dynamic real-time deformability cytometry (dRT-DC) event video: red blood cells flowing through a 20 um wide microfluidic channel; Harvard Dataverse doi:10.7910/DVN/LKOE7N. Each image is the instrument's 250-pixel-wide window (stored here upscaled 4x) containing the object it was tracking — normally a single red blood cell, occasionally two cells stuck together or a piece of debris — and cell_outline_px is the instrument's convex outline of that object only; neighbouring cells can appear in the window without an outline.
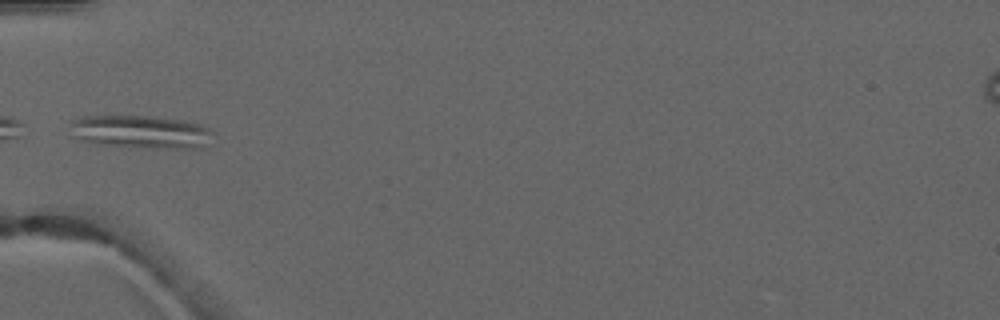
{"species": "common noctule bat (a hibernating species)", "species_latin": "Nyctalus noctula", "temperature_condition": "warm", "stored_images_in_passage": 6, "camera_frame_rate_fps": 3000, "um_per_image_px": 0.085, "animal": {"sex": "male", "forearm_length_mm": 52.5}, "frame": {"image": 1, "passage_image": 5, "time_ms": 4.667, "image_size_px": [1000, 320], "cell_outline_px": [[212, 132], [204, 144], [200, 148], [164, 148], [100, 144], [80, 140], [72, 136], [72, 120], [84, 116], [148, 116], [180, 120], [200, 124], [208, 128]], "centroid_in_image_um": [11.92, 11.2], "position_along_channel_um": 73.1, "area_um2": 26.88}}
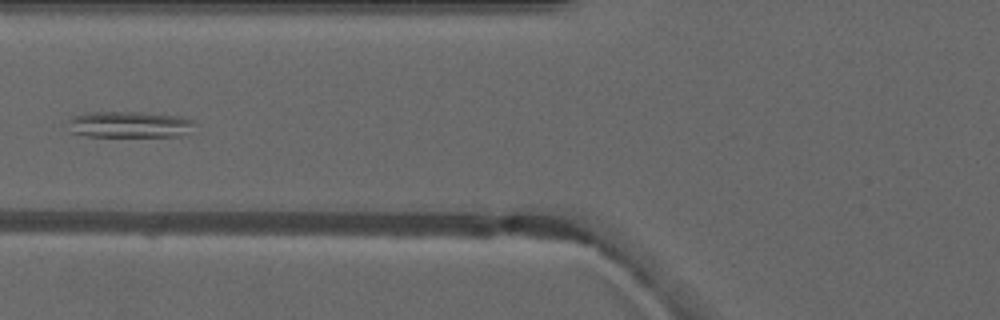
{"frame": {"image": 2, "passage_image": 6, "time_ms": 5.667, "image_size_px": [1000, 320], "cell_outline_px": [[192, 120], [188, 132], [180, 136], [84, 136], [72, 132], [64, 124], [72, 116], [88, 112], [144, 112], [180, 116]], "centroid_in_image_um": [10.88, 10.57], "position_along_channel_um": 114.9, "area_um2": 19.42}}